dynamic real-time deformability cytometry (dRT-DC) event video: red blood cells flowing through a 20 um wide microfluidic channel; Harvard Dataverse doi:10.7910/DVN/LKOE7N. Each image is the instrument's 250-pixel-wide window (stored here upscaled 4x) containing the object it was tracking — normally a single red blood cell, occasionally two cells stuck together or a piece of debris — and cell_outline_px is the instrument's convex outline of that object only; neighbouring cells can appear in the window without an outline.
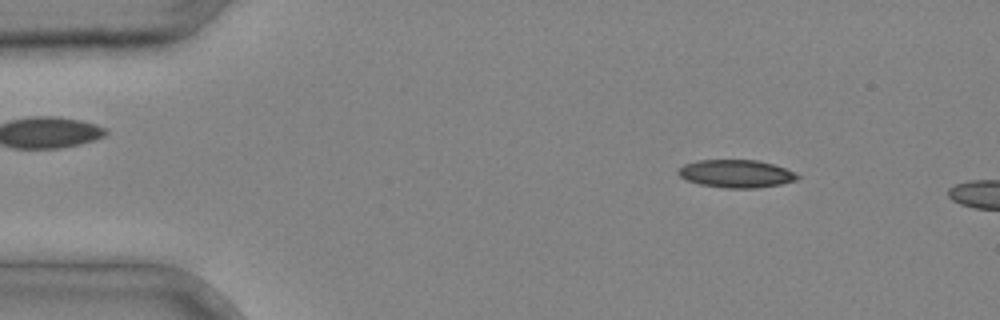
{"species": "common noctule bat (a hibernating species)", "species_latin": "Nyctalus noctula", "temperature_condition": "cold", "stored_images_in_passage": 2, "camera_frame_rate_fps": 3000, "um_per_image_px": 0.085, "animal": {"sex": "male", "body_mass_g": 20.4}, "frame": {"image": 1, "passage_image": 1, "time_ms": 0.0, "image_size_px": [1000, 320], "cell_outline_px": [[800, 176], [796, 180], [780, 184], [756, 188], [724, 188], [700, 184], [688, 180], [680, 176], [676, 172], [684, 164], [696, 160], [760, 160], [796, 172]], "centroid_in_image_um": [62.57, 14.76], "position_along_channel_um": 22.4, "area_um2": 19.31}}